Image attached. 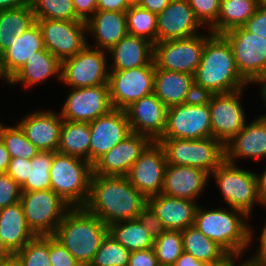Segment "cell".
<instances>
[{
    "label": "cell",
    "mask_w": 266,
    "mask_h": 266,
    "mask_svg": "<svg viewBox=\"0 0 266 266\" xmlns=\"http://www.w3.org/2000/svg\"><path fill=\"white\" fill-rule=\"evenodd\" d=\"M146 204L147 198L126 176L92 174L89 196L83 207L109 226L111 223L137 219Z\"/></svg>",
    "instance_id": "1"
},
{
    "label": "cell",
    "mask_w": 266,
    "mask_h": 266,
    "mask_svg": "<svg viewBox=\"0 0 266 266\" xmlns=\"http://www.w3.org/2000/svg\"><path fill=\"white\" fill-rule=\"evenodd\" d=\"M194 81L198 96L203 97L245 89L249 84L236 67L230 43L218 34L206 40Z\"/></svg>",
    "instance_id": "2"
},
{
    "label": "cell",
    "mask_w": 266,
    "mask_h": 266,
    "mask_svg": "<svg viewBox=\"0 0 266 266\" xmlns=\"http://www.w3.org/2000/svg\"><path fill=\"white\" fill-rule=\"evenodd\" d=\"M246 219L250 220V217L236 208L208 210L199 205L194 226L230 256H242L251 246L255 235Z\"/></svg>",
    "instance_id": "3"
},
{
    "label": "cell",
    "mask_w": 266,
    "mask_h": 266,
    "mask_svg": "<svg viewBox=\"0 0 266 266\" xmlns=\"http://www.w3.org/2000/svg\"><path fill=\"white\" fill-rule=\"evenodd\" d=\"M108 233V226L84 207H71L59 223L54 237L80 264L89 266Z\"/></svg>",
    "instance_id": "4"
},
{
    "label": "cell",
    "mask_w": 266,
    "mask_h": 266,
    "mask_svg": "<svg viewBox=\"0 0 266 266\" xmlns=\"http://www.w3.org/2000/svg\"><path fill=\"white\" fill-rule=\"evenodd\" d=\"M92 164L79 157L54 153L50 169L51 190L71 207H83L89 196Z\"/></svg>",
    "instance_id": "5"
},
{
    "label": "cell",
    "mask_w": 266,
    "mask_h": 266,
    "mask_svg": "<svg viewBox=\"0 0 266 266\" xmlns=\"http://www.w3.org/2000/svg\"><path fill=\"white\" fill-rule=\"evenodd\" d=\"M157 141L170 165L192 166L210 175L225 160L224 145L214 137L197 140L159 138Z\"/></svg>",
    "instance_id": "6"
},
{
    "label": "cell",
    "mask_w": 266,
    "mask_h": 266,
    "mask_svg": "<svg viewBox=\"0 0 266 266\" xmlns=\"http://www.w3.org/2000/svg\"><path fill=\"white\" fill-rule=\"evenodd\" d=\"M212 137L209 103L203 96L168 107L166 126L160 138L197 140Z\"/></svg>",
    "instance_id": "7"
},
{
    "label": "cell",
    "mask_w": 266,
    "mask_h": 266,
    "mask_svg": "<svg viewBox=\"0 0 266 266\" xmlns=\"http://www.w3.org/2000/svg\"><path fill=\"white\" fill-rule=\"evenodd\" d=\"M230 208L245 212L249 217L259 200L256 173L224 160L210 174Z\"/></svg>",
    "instance_id": "8"
},
{
    "label": "cell",
    "mask_w": 266,
    "mask_h": 266,
    "mask_svg": "<svg viewBox=\"0 0 266 266\" xmlns=\"http://www.w3.org/2000/svg\"><path fill=\"white\" fill-rule=\"evenodd\" d=\"M20 203L28 226L36 236L54 235L71 208L51 189L21 192Z\"/></svg>",
    "instance_id": "9"
},
{
    "label": "cell",
    "mask_w": 266,
    "mask_h": 266,
    "mask_svg": "<svg viewBox=\"0 0 266 266\" xmlns=\"http://www.w3.org/2000/svg\"><path fill=\"white\" fill-rule=\"evenodd\" d=\"M198 34L188 38L167 40L154 44L155 69L183 72L195 75L201 61L206 40L213 34Z\"/></svg>",
    "instance_id": "10"
},
{
    "label": "cell",
    "mask_w": 266,
    "mask_h": 266,
    "mask_svg": "<svg viewBox=\"0 0 266 266\" xmlns=\"http://www.w3.org/2000/svg\"><path fill=\"white\" fill-rule=\"evenodd\" d=\"M107 52L87 44L76 55L62 61L61 82L71 88L108 84Z\"/></svg>",
    "instance_id": "11"
},
{
    "label": "cell",
    "mask_w": 266,
    "mask_h": 266,
    "mask_svg": "<svg viewBox=\"0 0 266 266\" xmlns=\"http://www.w3.org/2000/svg\"><path fill=\"white\" fill-rule=\"evenodd\" d=\"M230 43L236 67L250 84L266 78V38L238 27L222 34Z\"/></svg>",
    "instance_id": "12"
},
{
    "label": "cell",
    "mask_w": 266,
    "mask_h": 266,
    "mask_svg": "<svg viewBox=\"0 0 266 266\" xmlns=\"http://www.w3.org/2000/svg\"><path fill=\"white\" fill-rule=\"evenodd\" d=\"M155 66L109 70L108 86L114 109L125 110L133 102L154 92Z\"/></svg>",
    "instance_id": "13"
},
{
    "label": "cell",
    "mask_w": 266,
    "mask_h": 266,
    "mask_svg": "<svg viewBox=\"0 0 266 266\" xmlns=\"http://www.w3.org/2000/svg\"><path fill=\"white\" fill-rule=\"evenodd\" d=\"M45 48L61 62L73 57L87 44V25L81 20L63 21L36 19Z\"/></svg>",
    "instance_id": "14"
},
{
    "label": "cell",
    "mask_w": 266,
    "mask_h": 266,
    "mask_svg": "<svg viewBox=\"0 0 266 266\" xmlns=\"http://www.w3.org/2000/svg\"><path fill=\"white\" fill-rule=\"evenodd\" d=\"M243 90L204 96L209 103L212 137L223 145L247 123L246 112L240 103Z\"/></svg>",
    "instance_id": "15"
},
{
    "label": "cell",
    "mask_w": 266,
    "mask_h": 266,
    "mask_svg": "<svg viewBox=\"0 0 266 266\" xmlns=\"http://www.w3.org/2000/svg\"><path fill=\"white\" fill-rule=\"evenodd\" d=\"M70 89L59 112L63 120L90 123L114 109L108 84Z\"/></svg>",
    "instance_id": "16"
},
{
    "label": "cell",
    "mask_w": 266,
    "mask_h": 266,
    "mask_svg": "<svg viewBox=\"0 0 266 266\" xmlns=\"http://www.w3.org/2000/svg\"><path fill=\"white\" fill-rule=\"evenodd\" d=\"M167 166L163 147L152 141L133 163L127 178L146 198L161 194Z\"/></svg>",
    "instance_id": "17"
},
{
    "label": "cell",
    "mask_w": 266,
    "mask_h": 266,
    "mask_svg": "<svg viewBox=\"0 0 266 266\" xmlns=\"http://www.w3.org/2000/svg\"><path fill=\"white\" fill-rule=\"evenodd\" d=\"M90 163L93 165L119 142L132 133L125 110L112 109L89 123Z\"/></svg>",
    "instance_id": "18"
},
{
    "label": "cell",
    "mask_w": 266,
    "mask_h": 266,
    "mask_svg": "<svg viewBox=\"0 0 266 266\" xmlns=\"http://www.w3.org/2000/svg\"><path fill=\"white\" fill-rule=\"evenodd\" d=\"M151 142L149 137L132 132L92 165L93 175L127 176L133 163Z\"/></svg>",
    "instance_id": "19"
},
{
    "label": "cell",
    "mask_w": 266,
    "mask_h": 266,
    "mask_svg": "<svg viewBox=\"0 0 266 266\" xmlns=\"http://www.w3.org/2000/svg\"><path fill=\"white\" fill-rule=\"evenodd\" d=\"M168 107L151 93L133 102L125 109L131 130L134 133L157 141L165 130Z\"/></svg>",
    "instance_id": "20"
},
{
    "label": "cell",
    "mask_w": 266,
    "mask_h": 266,
    "mask_svg": "<svg viewBox=\"0 0 266 266\" xmlns=\"http://www.w3.org/2000/svg\"><path fill=\"white\" fill-rule=\"evenodd\" d=\"M204 28L195 18L188 0H172L157 15V42L188 38Z\"/></svg>",
    "instance_id": "21"
},
{
    "label": "cell",
    "mask_w": 266,
    "mask_h": 266,
    "mask_svg": "<svg viewBox=\"0 0 266 266\" xmlns=\"http://www.w3.org/2000/svg\"><path fill=\"white\" fill-rule=\"evenodd\" d=\"M40 151L57 152L63 119L52 110L31 112L17 123Z\"/></svg>",
    "instance_id": "22"
},
{
    "label": "cell",
    "mask_w": 266,
    "mask_h": 266,
    "mask_svg": "<svg viewBox=\"0 0 266 266\" xmlns=\"http://www.w3.org/2000/svg\"><path fill=\"white\" fill-rule=\"evenodd\" d=\"M209 179L210 175L199 168L167 164L161 194L197 201Z\"/></svg>",
    "instance_id": "23"
},
{
    "label": "cell",
    "mask_w": 266,
    "mask_h": 266,
    "mask_svg": "<svg viewBox=\"0 0 266 266\" xmlns=\"http://www.w3.org/2000/svg\"><path fill=\"white\" fill-rule=\"evenodd\" d=\"M225 160L236 164V159H266V120L258 117L246 123L226 145ZM245 157V158H244Z\"/></svg>",
    "instance_id": "24"
},
{
    "label": "cell",
    "mask_w": 266,
    "mask_h": 266,
    "mask_svg": "<svg viewBox=\"0 0 266 266\" xmlns=\"http://www.w3.org/2000/svg\"><path fill=\"white\" fill-rule=\"evenodd\" d=\"M167 107L185 104L198 97L194 75L155 69L154 92Z\"/></svg>",
    "instance_id": "25"
},
{
    "label": "cell",
    "mask_w": 266,
    "mask_h": 266,
    "mask_svg": "<svg viewBox=\"0 0 266 266\" xmlns=\"http://www.w3.org/2000/svg\"><path fill=\"white\" fill-rule=\"evenodd\" d=\"M147 203L161 219L166 230L182 231L194 225L199 204L196 201L158 194L147 198Z\"/></svg>",
    "instance_id": "26"
},
{
    "label": "cell",
    "mask_w": 266,
    "mask_h": 266,
    "mask_svg": "<svg viewBox=\"0 0 266 266\" xmlns=\"http://www.w3.org/2000/svg\"><path fill=\"white\" fill-rule=\"evenodd\" d=\"M87 34L95 38L91 47L108 51L127 34L125 12L97 10L87 21Z\"/></svg>",
    "instance_id": "27"
},
{
    "label": "cell",
    "mask_w": 266,
    "mask_h": 266,
    "mask_svg": "<svg viewBox=\"0 0 266 266\" xmlns=\"http://www.w3.org/2000/svg\"><path fill=\"white\" fill-rule=\"evenodd\" d=\"M113 65L109 70H126L141 66H155L154 44L145 38L127 34L108 50Z\"/></svg>",
    "instance_id": "28"
},
{
    "label": "cell",
    "mask_w": 266,
    "mask_h": 266,
    "mask_svg": "<svg viewBox=\"0 0 266 266\" xmlns=\"http://www.w3.org/2000/svg\"><path fill=\"white\" fill-rule=\"evenodd\" d=\"M45 48L41 29L37 22L21 35L12 37L9 47L2 53L4 67L12 77L27 61Z\"/></svg>",
    "instance_id": "29"
},
{
    "label": "cell",
    "mask_w": 266,
    "mask_h": 266,
    "mask_svg": "<svg viewBox=\"0 0 266 266\" xmlns=\"http://www.w3.org/2000/svg\"><path fill=\"white\" fill-rule=\"evenodd\" d=\"M35 237L27 224L20 202L0 209V238L12 254Z\"/></svg>",
    "instance_id": "30"
},
{
    "label": "cell",
    "mask_w": 266,
    "mask_h": 266,
    "mask_svg": "<svg viewBox=\"0 0 266 266\" xmlns=\"http://www.w3.org/2000/svg\"><path fill=\"white\" fill-rule=\"evenodd\" d=\"M62 62L48 50H38L36 55L27 59L26 63L11 77V85L23 84L32 88L36 84L57 76L61 80Z\"/></svg>",
    "instance_id": "31"
},
{
    "label": "cell",
    "mask_w": 266,
    "mask_h": 266,
    "mask_svg": "<svg viewBox=\"0 0 266 266\" xmlns=\"http://www.w3.org/2000/svg\"><path fill=\"white\" fill-rule=\"evenodd\" d=\"M181 232L183 251L209 266L219 264L230 256L222 247L207 238L194 225Z\"/></svg>",
    "instance_id": "32"
},
{
    "label": "cell",
    "mask_w": 266,
    "mask_h": 266,
    "mask_svg": "<svg viewBox=\"0 0 266 266\" xmlns=\"http://www.w3.org/2000/svg\"><path fill=\"white\" fill-rule=\"evenodd\" d=\"M258 6V0H222L217 21L209 30L213 34L222 35L242 27Z\"/></svg>",
    "instance_id": "33"
},
{
    "label": "cell",
    "mask_w": 266,
    "mask_h": 266,
    "mask_svg": "<svg viewBox=\"0 0 266 266\" xmlns=\"http://www.w3.org/2000/svg\"><path fill=\"white\" fill-rule=\"evenodd\" d=\"M90 138L89 123L63 120L57 152L90 162Z\"/></svg>",
    "instance_id": "34"
},
{
    "label": "cell",
    "mask_w": 266,
    "mask_h": 266,
    "mask_svg": "<svg viewBox=\"0 0 266 266\" xmlns=\"http://www.w3.org/2000/svg\"><path fill=\"white\" fill-rule=\"evenodd\" d=\"M35 23L31 5L0 11V53L9 47L12 37L21 35Z\"/></svg>",
    "instance_id": "35"
},
{
    "label": "cell",
    "mask_w": 266,
    "mask_h": 266,
    "mask_svg": "<svg viewBox=\"0 0 266 266\" xmlns=\"http://www.w3.org/2000/svg\"><path fill=\"white\" fill-rule=\"evenodd\" d=\"M108 233L130 252L154 246V239L138 219L111 223Z\"/></svg>",
    "instance_id": "36"
},
{
    "label": "cell",
    "mask_w": 266,
    "mask_h": 266,
    "mask_svg": "<svg viewBox=\"0 0 266 266\" xmlns=\"http://www.w3.org/2000/svg\"><path fill=\"white\" fill-rule=\"evenodd\" d=\"M128 34L142 37L155 44L157 42V14L137 5L125 12Z\"/></svg>",
    "instance_id": "37"
},
{
    "label": "cell",
    "mask_w": 266,
    "mask_h": 266,
    "mask_svg": "<svg viewBox=\"0 0 266 266\" xmlns=\"http://www.w3.org/2000/svg\"><path fill=\"white\" fill-rule=\"evenodd\" d=\"M55 152L40 151L31 159L29 178L20 187L21 192L51 189L50 169Z\"/></svg>",
    "instance_id": "38"
},
{
    "label": "cell",
    "mask_w": 266,
    "mask_h": 266,
    "mask_svg": "<svg viewBox=\"0 0 266 266\" xmlns=\"http://www.w3.org/2000/svg\"><path fill=\"white\" fill-rule=\"evenodd\" d=\"M31 6L36 19L80 20L72 0H31Z\"/></svg>",
    "instance_id": "39"
},
{
    "label": "cell",
    "mask_w": 266,
    "mask_h": 266,
    "mask_svg": "<svg viewBox=\"0 0 266 266\" xmlns=\"http://www.w3.org/2000/svg\"><path fill=\"white\" fill-rule=\"evenodd\" d=\"M130 251L107 233L89 266H128Z\"/></svg>",
    "instance_id": "40"
},
{
    "label": "cell",
    "mask_w": 266,
    "mask_h": 266,
    "mask_svg": "<svg viewBox=\"0 0 266 266\" xmlns=\"http://www.w3.org/2000/svg\"><path fill=\"white\" fill-rule=\"evenodd\" d=\"M21 266H51L49 236H36L13 254Z\"/></svg>",
    "instance_id": "41"
},
{
    "label": "cell",
    "mask_w": 266,
    "mask_h": 266,
    "mask_svg": "<svg viewBox=\"0 0 266 266\" xmlns=\"http://www.w3.org/2000/svg\"><path fill=\"white\" fill-rule=\"evenodd\" d=\"M160 266H173L183 251L182 232L166 230L153 246Z\"/></svg>",
    "instance_id": "42"
},
{
    "label": "cell",
    "mask_w": 266,
    "mask_h": 266,
    "mask_svg": "<svg viewBox=\"0 0 266 266\" xmlns=\"http://www.w3.org/2000/svg\"><path fill=\"white\" fill-rule=\"evenodd\" d=\"M2 142L4 143L11 158L19 157L31 160L40 150L28 140L23 130L16 123L4 129Z\"/></svg>",
    "instance_id": "43"
},
{
    "label": "cell",
    "mask_w": 266,
    "mask_h": 266,
    "mask_svg": "<svg viewBox=\"0 0 266 266\" xmlns=\"http://www.w3.org/2000/svg\"><path fill=\"white\" fill-rule=\"evenodd\" d=\"M222 0H188L195 18L210 29L217 21Z\"/></svg>",
    "instance_id": "44"
},
{
    "label": "cell",
    "mask_w": 266,
    "mask_h": 266,
    "mask_svg": "<svg viewBox=\"0 0 266 266\" xmlns=\"http://www.w3.org/2000/svg\"><path fill=\"white\" fill-rule=\"evenodd\" d=\"M20 197V186L7 173H0V209L20 202Z\"/></svg>",
    "instance_id": "45"
},
{
    "label": "cell",
    "mask_w": 266,
    "mask_h": 266,
    "mask_svg": "<svg viewBox=\"0 0 266 266\" xmlns=\"http://www.w3.org/2000/svg\"><path fill=\"white\" fill-rule=\"evenodd\" d=\"M137 219L143 224L144 228L154 240L161 237L166 231L161 219L148 203L141 209Z\"/></svg>",
    "instance_id": "46"
},
{
    "label": "cell",
    "mask_w": 266,
    "mask_h": 266,
    "mask_svg": "<svg viewBox=\"0 0 266 266\" xmlns=\"http://www.w3.org/2000/svg\"><path fill=\"white\" fill-rule=\"evenodd\" d=\"M49 257L51 266H76L78 262L53 235L49 236Z\"/></svg>",
    "instance_id": "47"
},
{
    "label": "cell",
    "mask_w": 266,
    "mask_h": 266,
    "mask_svg": "<svg viewBox=\"0 0 266 266\" xmlns=\"http://www.w3.org/2000/svg\"><path fill=\"white\" fill-rule=\"evenodd\" d=\"M31 160L26 158H11L7 174L21 187L29 178Z\"/></svg>",
    "instance_id": "48"
},
{
    "label": "cell",
    "mask_w": 266,
    "mask_h": 266,
    "mask_svg": "<svg viewBox=\"0 0 266 266\" xmlns=\"http://www.w3.org/2000/svg\"><path fill=\"white\" fill-rule=\"evenodd\" d=\"M242 27L248 32L266 38V7L259 5Z\"/></svg>",
    "instance_id": "49"
},
{
    "label": "cell",
    "mask_w": 266,
    "mask_h": 266,
    "mask_svg": "<svg viewBox=\"0 0 266 266\" xmlns=\"http://www.w3.org/2000/svg\"><path fill=\"white\" fill-rule=\"evenodd\" d=\"M128 266H160L154 248L130 252Z\"/></svg>",
    "instance_id": "50"
},
{
    "label": "cell",
    "mask_w": 266,
    "mask_h": 266,
    "mask_svg": "<svg viewBox=\"0 0 266 266\" xmlns=\"http://www.w3.org/2000/svg\"><path fill=\"white\" fill-rule=\"evenodd\" d=\"M76 16L86 22L97 11V0H72Z\"/></svg>",
    "instance_id": "51"
},
{
    "label": "cell",
    "mask_w": 266,
    "mask_h": 266,
    "mask_svg": "<svg viewBox=\"0 0 266 266\" xmlns=\"http://www.w3.org/2000/svg\"><path fill=\"white\" fill-rule=\"evenodd\" d=\"M130 7L128 0H97V10L126 12Z\"/></svg>",
    "instance_id": "52"
},
{
    "label": "cell",
    "mask_w": 266,
    "mask_h": 266,
    "mask_svg": "<svg viewBox=\"0 0 266 266\" xmlns=\"http://www.w3.org/2000/svg\"><path fill=\"white\" fill-rule=\"evenodd\" d=\"M172 0H140L138 5L152 13H161Z\"/></svg>",
    "instance_id": "53"
},
{
    "label": "cell",
    "mask_w": 266,
    "mask_h": 266,
    "mask_svg": "<svg viewBox=\"0 0 266 266\" xmlns=\"http://www.w3.org/2000/svg\"><path fill=\"white\" fill-rule=\"evenodd\" d=\"M173 266H209L205 262L197 260L193 255L183 252Z\"/></svg>",
    "instance_id": "54"
},
{
    "label": "cell",
    "mask_w": 266,
    "mask_h": 266,
    "mask_svg": "<svg viewBox=\"0 0 266 266\" xmlns=\"http://www.w3.org/2000/svg\"><path fill=\"white\" fill-rule=\"evenodd\" d=\"M260 204L266 207V167L261 174H256Z\"/></svg>",
    "instance_id": "55"
},
{
    "label": "cell",
    "mask_w": 266,
    "mask_h": 266,
    "mask_svg": "<svg viewBox=\"0 0 266 266\" xmlns=\"http://www.w3.org/2000/svg\"><path fill=\"white\" fill-rule=\"evenodd\" d=\"M259 249L256 251L254 255H252L255 259H259L262 261H266V223L262 228V233L259 237Z\"/></svg>",
    "instance_id": "56"
},
{
    "label": "cell",
    "mask_w": 266,
    "mask_h": 266,
    "mask_svg": "<svg viewBox=\"0 0 266 266\" xmlns=\"http://www.w3.org/2000/svg\"><path fill=\"white\" fill-rule=\"evenodd\" d=\"M11 157L4 143L0 141V173H7Z\"/></svg>",
    "instance_id": "57"
},
{
    "label": "cell",
    "mask_w": 266,
    "mask_h": 266,
    "mask_svg": "<svg viewBox=\"0 0 266 266\" xmlns=\"http://www.w3.org/2000/svg\"><path fill=\"white\" fill-rule=\"evenodd\" d=\"M31 5V0H0V11Z\"/></svg>",
    "instance_id": "58"
},
{
    "label": "cell",
    "mask_w": 266,
    "mask_h": 266,
    "mask_svg": "<svg viewBox=\"0 0 266 266\" xmlns=\"http://www.w3.org/2000/svg\"><path fill=\"white\" fill-rule=\"evenodd\" d=\"M260 84V86H261V89L262 90H259V91H261L260 93V95H261V97H262V102L263 103H265V108H266V78H263V79H260V80H257L256 82H254L253 84ZM261 118H263V119H265L266 120V114H264V115H261L260 116Z\"/></svg>",
    "instance_id": "59"
},
{
    "label": "cell",
    "mask_w": 266,
    "mask_h": 266,
    "mask_svg": "<svg viewBox=\"0 0 266 266\" xmlns=\"http://www.w3.org/2000/svg\"><path fill=\"white\" fill-rule=\"evenodd\" d=\"M0 78L6 80L7 84L11 85V76L7 73L4 62H3V55L0 53Z\"/></svg>",
    "instance_id": "60"
},
{
    "label": "cell",
    "mask_w": 266,
    "mask_h": 266,
    "mask_svg": "<svg viewBox=\"0 0 266 266\" xmlns=\"http://www.w3.org/2000/svg\"><path fill=\"white\" fill-rule=\"evenodd\" d=\"M0 257L3 260H7L13 257V254L6 248V246L3 244L1 238H0Z\"/></svg>",
    "instance_id": "61"
},
{
    "label": "cell",
    "mask_w": 266,
    "mask_h": 266,
    "mask_svg": "<svg viewBox=\"0 0 266 266\" xmlns=\"http://www.w3.org/2000/svg\"><path fill=\"white\" fill-rule=\"evenodd\" d=\"M242 256H229L227 259H225L223 262L216 264V265H210V266H239L238 264L236 265V259L240 258Z\"/></svg>",
    "instance_id": "62"
},
{
    "label": "cell",
    "mask_w": 266,
    "mask_h": 266,
    "mask_svg": "<svg viewBox=\"0 0 266 266\" xmlns=\"http://www.w3.org/2000/svg\"><path fill=\"white\" fill-rule=\"evenodd\" d=\"M248 266H266V261H262L259 259H255L253 256H251L248 259H245L244 261Z\"/></svg>",
    "instance_id": "63"
},
{
    "label": "cell",
    "mask_w": 266,
    "mask_h": 266,
    "mask_svg": "<svg viewBox=\"0 0 266 266\" xmlns=\"http://www.w3.org/2000/svg\"><path fill=\"white\" fill-rule=\"evenodd\" d=\"M0 266H21L18 261L12 257L10 259L4 260Z\"/></svg>",
    "instance_id": "64"
},
{
    "label": "cell",
    "mask_w": 266,
    "mask_h": 266,
    "mask_svg": "<svg viewBox=\"0 0 266 266\" xmlns=\"http://www.w3.org/2000/svg\"><path fill=\"white\" fill-rule=\"evenodd\" d=\"M6 127L7 125L5 126L3 123H0V141H2L3 132Z\"/></svg>",
    "instance_id": "65"
},
{
    "label": "cell",
    "mask_w": 266,
    "mask_h": 266,
    "mask_svg": "<svg viewBox=\"0 0 266 266\" xmlns=\"http://www.w3.org/2000/svg\"><path fill=\"white\" fill-rule=\"evenodd\" d=\"M128 2L131 4V5H137L140 0H128Z\"/></svg>",
    "instance_id": "66"
},
{
    "label": "cell",
    "mask_w": 266,
    "mask_h": 266,
    "mask_svg": "<svg viewBox=\"0 0 266 266\" xmlns=\"http://www.w3.org/2000/svg\"><path fill=\"white\" fill-rule=\"evenodd\" d=\"M258 5L266 7V0H258Z\"/></svg>",
    "instance_id": "67"
},
{
    "label": "cell",
    "mask_w": 266,
    "mask_h": 266,
    "mask_svg": "<svg viewBox=\"0 0 266 266\" xmlns=\"http://www.w3.org/2000/svg\"><path fill=\"white\" fill-rule=\"evenodd\" d=\"M239 266H248V265L243 260V262H241V264H239Z\"/></svg>",
    "instance_id": "68"
},
{
    "label": "cell",
    "mask_w": 266,
    "mask_h": 266,
    "mask_svg": "<svg viewBox=\"0 0 266 266\" xmlns=\"http://www.w3.org/2000/svg\"><path fill=\"white\" fill-rule=\"evenodd\" d=\"M76 266H87V265L78 263Z\"/></svg>",
    "instance_id": "69"
},
{
    "label": "cell",
    "mask_w": 266,
    "mask_h": 266,
    "mask_svg": "<svg viewBox=\"0 0 266 266\" xmlns=\"http://www.w3.org/2000/svg\"><path fill=\"white\" fill-rule=\"evenodd\" d=\"M4 260L0 257V264L3 262Z\"/></svg>",
    "instance_id": "70"
}]
</instances>
